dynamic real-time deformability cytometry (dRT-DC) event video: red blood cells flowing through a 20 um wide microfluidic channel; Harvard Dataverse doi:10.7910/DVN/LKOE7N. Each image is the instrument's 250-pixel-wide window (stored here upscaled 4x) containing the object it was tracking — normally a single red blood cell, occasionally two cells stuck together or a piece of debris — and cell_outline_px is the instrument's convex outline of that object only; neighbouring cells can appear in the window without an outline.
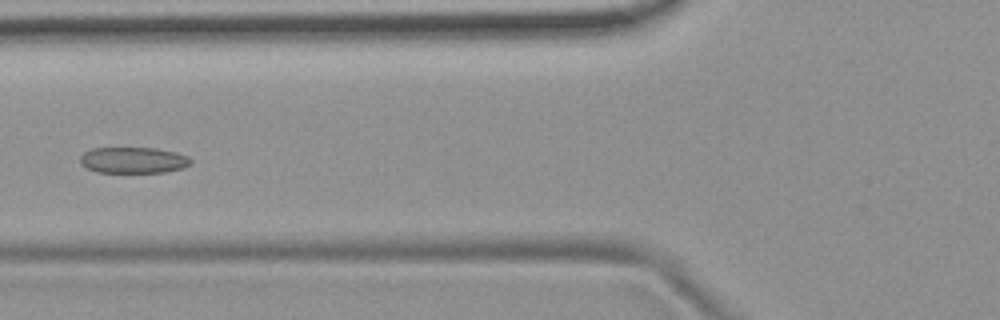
{"species": "common noctule bat (a hibernating species)", "species_latin": "Nyctalus noctula", "temperature_condition": "room temperature", "stored_images_in_passage": 6, "camera_frame_rate_fps": 3000, "um_per_image_px": 0.085, "animal": {"sex": "female", "body_mass_g": 19.9}, "frame": {"image": 1, "passage_image": 6, "time_ms": 6.667, "image_size_px": [1000, 320], "cell_outline_px": [[192, 164], [184, 168], [164, 172], [96, 172], [80, 164], [80, 156], [84, 152], [92, 148], [152, 148], [176, 152], [188, 156], [192, 160]], "centroid_in_image_um": [11.35, 13.61], "position_along_channel_um": 114.5, "area_um2": 16.88}}